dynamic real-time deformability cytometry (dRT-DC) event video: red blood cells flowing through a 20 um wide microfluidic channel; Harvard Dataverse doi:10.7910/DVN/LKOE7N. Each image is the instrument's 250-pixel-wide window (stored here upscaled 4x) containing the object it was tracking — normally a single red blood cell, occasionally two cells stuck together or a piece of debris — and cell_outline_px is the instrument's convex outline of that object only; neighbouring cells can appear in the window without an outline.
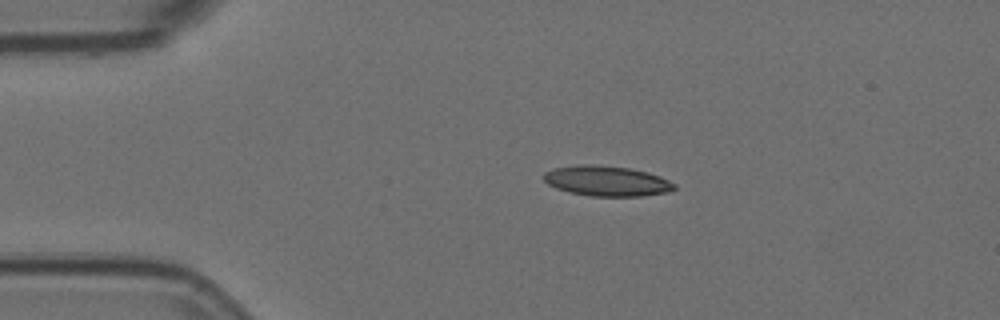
{"species": "Egyptian fruit bat (a non-hibernating species)", "species_latin": "Rousettus aegyptiacus", "temperature_condition": "room temperature", "stored_images_in_passage": 2, "camera_frame_rate_fps": 3000, "um_per_image_px": 0.085, "animal": {"sex": "female"}, "frame": {"image": 1, "passage_image": 2, "time_ms": 0.333, "image_size_px": [1000, 320], "cell_outline_px": [[676, 188], [668, 192], [640, 196], [588, 196], [568, 192], [556, 188], [548, 184], [544, 180], [544, 172], [556, 168], [580, 164], [592, 164], [628, 168], [648, 172], [660, 176], [676, 184]], "centroid_in_image_um": [51.58, 15.39], "position_along_channel_um": 33.4, "area_um2": 23.0}}